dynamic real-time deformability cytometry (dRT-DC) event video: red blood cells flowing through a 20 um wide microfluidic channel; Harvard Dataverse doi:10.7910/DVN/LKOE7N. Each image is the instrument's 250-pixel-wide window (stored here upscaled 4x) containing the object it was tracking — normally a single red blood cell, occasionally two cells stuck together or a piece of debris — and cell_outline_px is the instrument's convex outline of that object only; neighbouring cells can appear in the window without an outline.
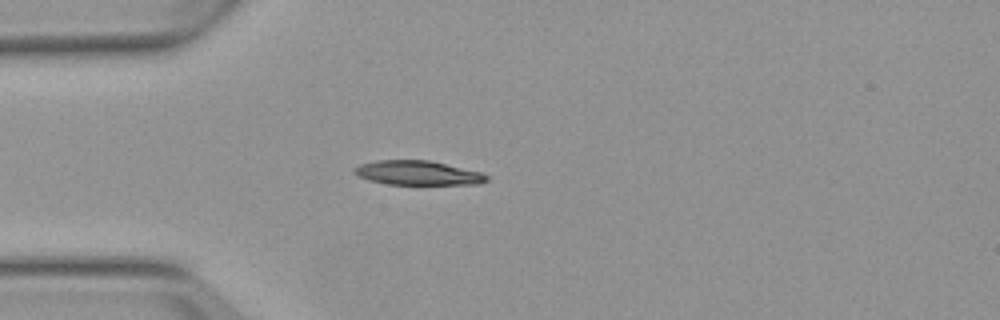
{"species": "Egyptian fruit bat (a non-hibernating species)", "species_latin": "Rousettus aegyptiacus", "temperature_condition": "warm", "stored_images_in_passage": 3, "camera_frame_rate_fps": 3000, "um_per_image_px": 0.085, "animal": {"sex": "female"}, "frame": {"image": 1, "passage_image": 3, "time_ms": 2.333, "image_size_px": [1000, 320], "cell_outline_px": [[488, 180], [480, 184], [388, 184], [368, 180], [352, 172], [352, 168], [360, 164], [376, 160], [428, 160], [480, 172], [488, 176]], "centroid_in_image_um": [35.47, 14.69], "position_along_channel_um": 49.5, "area_um2": 18.61}}